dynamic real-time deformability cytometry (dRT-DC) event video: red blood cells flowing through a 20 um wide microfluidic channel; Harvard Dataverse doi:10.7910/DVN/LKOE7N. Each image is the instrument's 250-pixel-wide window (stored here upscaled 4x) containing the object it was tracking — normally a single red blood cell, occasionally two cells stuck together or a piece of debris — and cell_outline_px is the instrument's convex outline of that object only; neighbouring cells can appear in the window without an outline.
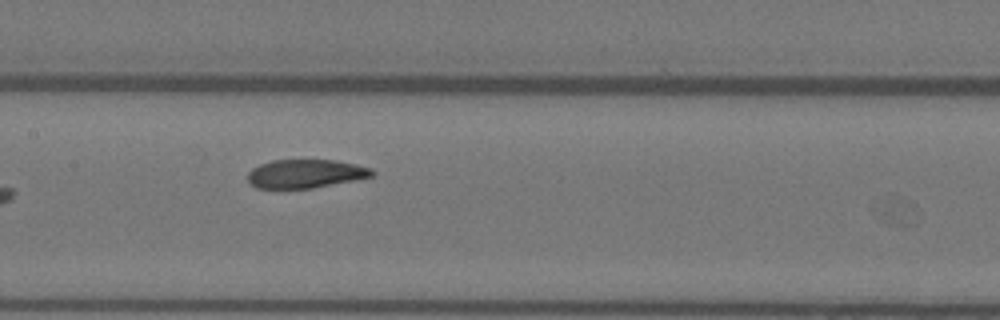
{"species": "Egyptian fruit bat (a non-hibernating species)", "species_latin": "Rousettus aegyptiacus", "temperature_condition": "warm", "stored_images_in_passage": 4, "camera_frame_rate_fps": 3000, "um_per_image_px": 0.085, "animal": {"sex": "female"}, "frame": {"image": 1, "passage_image": 4, "time_ms": 1.0, "image_size_px": [1000, 320], "cell_outline_px": [[376, 172], [372, 176], [312, 188], [256, 188], [248, 180], [248, 172], [252, 168], [260, 164], [272, 160], [336, 160], [356, 164], [372, 168]], "centroid_in_image_um": [25.96, 14.75], "position_along_channel_um": 181.4, "area_um2": 20.58}}